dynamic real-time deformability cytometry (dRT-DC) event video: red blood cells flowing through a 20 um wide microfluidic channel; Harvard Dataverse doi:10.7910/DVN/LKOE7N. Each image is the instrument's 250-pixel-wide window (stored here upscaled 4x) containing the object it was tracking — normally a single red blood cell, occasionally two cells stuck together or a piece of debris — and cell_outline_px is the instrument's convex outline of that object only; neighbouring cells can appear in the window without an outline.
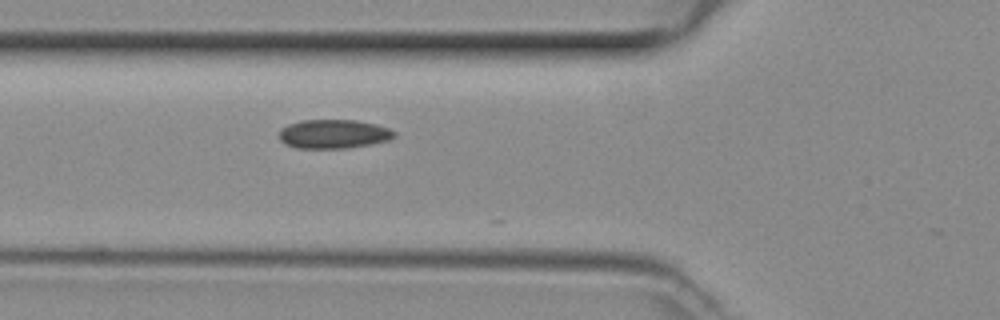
{"species": "common noctule bat (a hibernating species)", "species_latin": "Nyctalus noctula", "temperature_condition": "room temperature", "stored_images_in_passage": 3, "camera_frame_rate_fps": 3000, "um_per_image_px": 0.085, "animal": {"sex": "female", "body_mass_g": 29.2, "forearm_length_mm": 56.3}, "frame": {"image": 1, "passage_image": 2, "time_ms": 0.333, "image_size_px": [1000, 320], "cell_outline_px": [[396, 136], [388, 140], [372, 144], [344, 148], [296, 148], [284, 144], [280, 140], [280, 128], [288, 124], [300, 120], [356, 120], [376, 124], [388, 128], [396, 132]], "centroid_in_image_um": [28.34, 11.38], "position_along_channel_um": 97.5, "area_um2": 19.54}}